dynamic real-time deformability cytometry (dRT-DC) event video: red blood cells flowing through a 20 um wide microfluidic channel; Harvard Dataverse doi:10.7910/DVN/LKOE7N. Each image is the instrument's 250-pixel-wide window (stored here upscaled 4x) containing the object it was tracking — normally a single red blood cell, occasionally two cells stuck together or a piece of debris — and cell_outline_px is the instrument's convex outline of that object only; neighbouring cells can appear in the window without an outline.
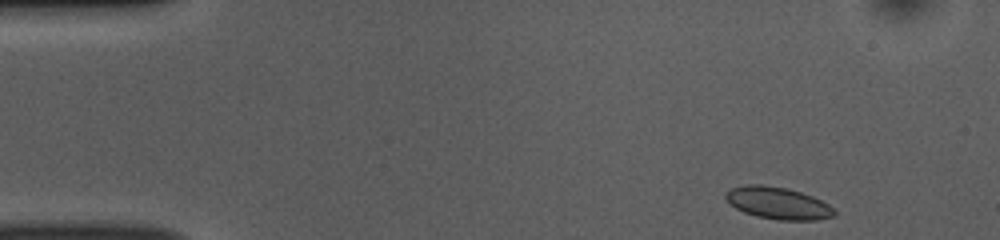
{"species": "common noctule bat (a hibernating species)", "species_latin": "Nyctalus noctula", "temperature_condition": "room temperature", "stored_images_in_passage": 47, "camera_frame_rate_fps": 3000, "um_per_image_px": 0.085, "animal": {"sex": "female", "body_mass_g": 10.0, "forearm_length_mm": 53.1}, "frame": {"image": 1, "passage_image": 1, "time_ms": 0.0, "image_size_px": [1000, 240], "cell_outline_px": [[836, 216], [816, 220], [776, 220], [756, 216], [744, 212], [736, 208], [724, 196], [724, 192], [732, 188], [748, 184], [760, 184], [788, 188], [812, 196], [828, 204], [836, 212]], "centroid_in_image_um": [66.13, 17.27], "position_along_channel_um": 18.9, "area_um2": 20.29}}
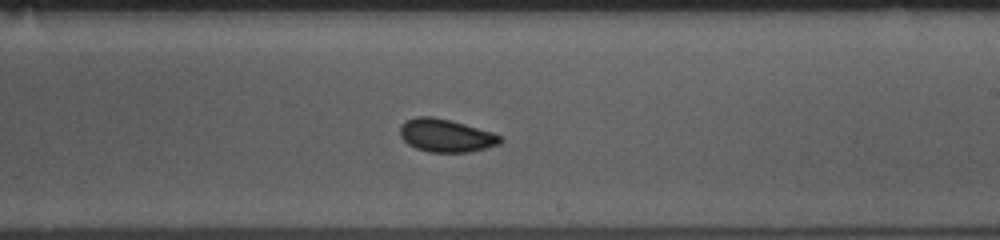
{"frame": {"image": 2, "passage_image": 26, "time_ms": 8.333, "image_size_px": [1000, 240], "cell_outline_px": [[504, 140], [500, 144], [488, 148], [468, 152], [428, 152], [416, 148], [408, 144], [400, 136], [400, 124], [404, 120], [416, 116], [432, 116], [464, 124], [492, 132], [504, 136]], "centroid_in_image_um": [37.91, 11.52], "position_along_channel_um": 251.1, "area_um2": 19.48}}
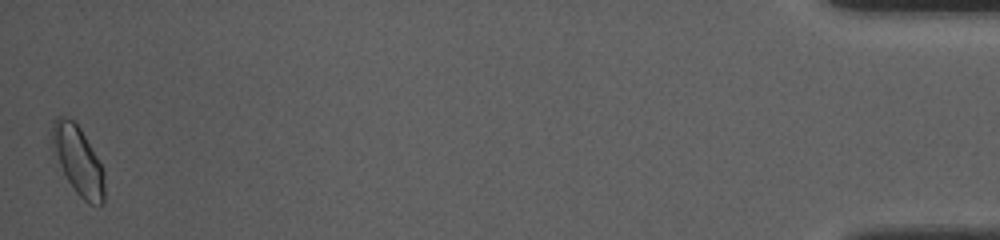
{"frame": {"image": 3, "passage_image": 47, "time_ms": 15.333, "image_size_px": [1000, 240], "cell_outline_px": [[104, 204], [88, 204], [76, 192], [68, 180], [52, 148], [52, 124], [56, 116], [64, 116], [72, 120], [80, 128], [96, 156], [104, 172]], "centroid_in_image_um": [6.64, 13.64], "position_along_channel_um": 428.6, "area_um2": 20.4}, "authors_computed_cell_mechanics": {"area_um2": 19.074, "velocity_mm_per_s": 3.8374, "shape_relaxation_time_tau1_ms": 3.2798, "shape_relaxation_time_tau2_ms": 1.5623, "deformation_change_tau1": 0.0743, "deformation_change_tau2": 0.0504}}